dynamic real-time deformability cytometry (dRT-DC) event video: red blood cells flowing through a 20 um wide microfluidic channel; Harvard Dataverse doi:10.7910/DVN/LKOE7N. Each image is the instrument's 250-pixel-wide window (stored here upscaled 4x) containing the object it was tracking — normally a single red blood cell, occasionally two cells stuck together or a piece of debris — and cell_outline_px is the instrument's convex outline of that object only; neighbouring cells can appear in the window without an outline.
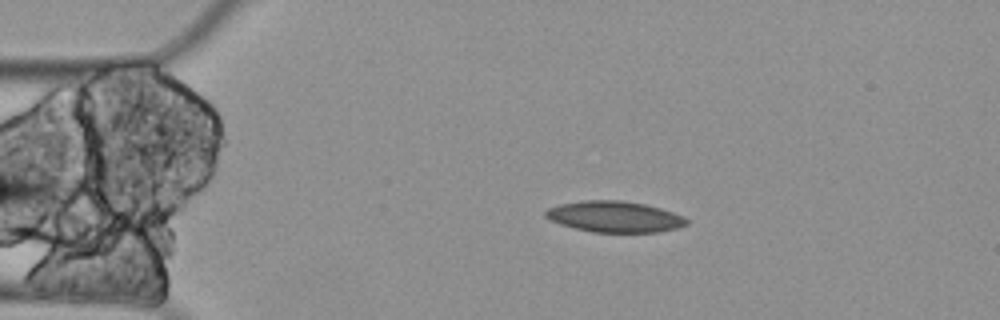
{"species": "Egyptian fruit bat (a non-hibernating species)", "species_latin": "Rousettus aegyptiacus", "temperature_condition": "cold", "stored_images_in_passage": 4, "camera_frame_rate_fps": 3000, "um_per_image_px": 0.085, "animal": {"sex": "female"}, "frame": {"image": 1, "passage_image": 3, "time_ms": 0.667, "image_size_px": [1000, 320], "cell_outline_px": [[688, 224], [680, 228], [660, 232], [592, 232], [560, 224], [544, 216], [544, 212], [548, 208], [560, 204], [584, 200], [620, 200], [644, 204], [660, 208], [684, 216], [688, 220]], "centroid_in_image_um": [52.27, 18.42], "position_along_channel_um": 32.7, "area_um2": 25.55}}